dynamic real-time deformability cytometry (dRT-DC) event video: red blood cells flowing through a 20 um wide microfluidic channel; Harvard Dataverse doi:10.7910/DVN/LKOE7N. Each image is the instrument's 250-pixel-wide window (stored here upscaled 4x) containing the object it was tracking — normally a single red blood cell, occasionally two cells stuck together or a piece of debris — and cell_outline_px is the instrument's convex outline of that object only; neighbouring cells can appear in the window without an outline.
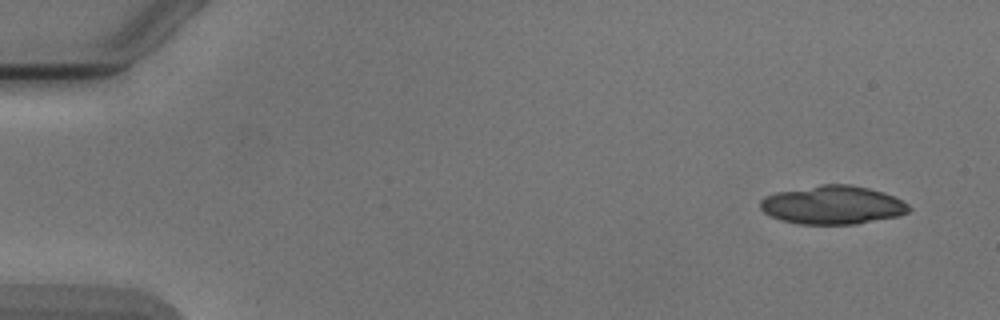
{"species": "Egyptian fruit bat (a non-hibernating species)", "species_latin": "Rousettus aegyptiacus", "temperature_condition": "cold", "stored_images_in_passage": 4, "camera_frame_rate_fps": 3000, "um_per_image_px": 0.085, "animal": {"sex": "male"}, "frame": {"image": 1, "passage_image": 1, "time_ms": 0.0, "image_size_px": [1000, 320], "cell_outline_px": [[912, 208], [908, 212], [900, 216], [856, 224], [800, 224], [780, 220], [764, 212], [760, 208], [760, 200], [764, 196], [776, 192], [820, 184], [852, 184], [868, 188], [892, 196], [908, 204]], "centroid_in_image_um": [70.76, 17.42], "position_along_channel_um": 14.2, "area_um2": 33.41}}